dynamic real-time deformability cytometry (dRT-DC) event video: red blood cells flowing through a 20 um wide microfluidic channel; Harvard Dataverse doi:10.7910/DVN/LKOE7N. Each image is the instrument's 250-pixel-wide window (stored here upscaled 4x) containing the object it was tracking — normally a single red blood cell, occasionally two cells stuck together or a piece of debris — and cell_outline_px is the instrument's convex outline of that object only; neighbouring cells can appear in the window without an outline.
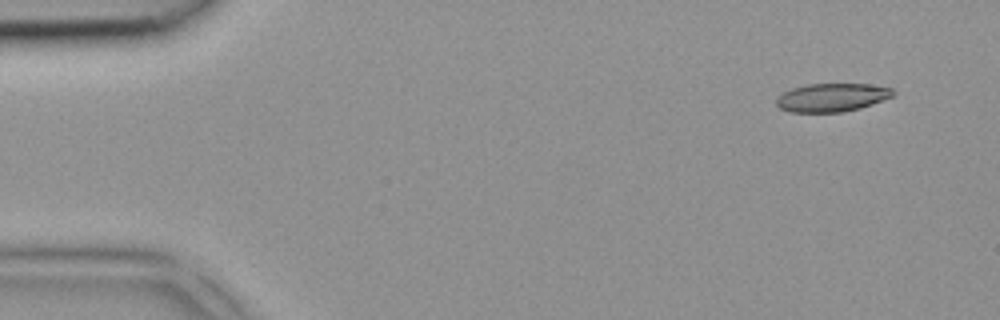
{"species": "common noctule bat (a hibernating species)", "species_latin": "Nyctalus noctula", "temperature_condition": "room temperature", "stored_images_in_passage": 4, "camera_frame_rate_fps": 3000, "um_per_image_px": 0.085, "animal": {"sex": "female", "body_mass_g": 18.4}, "frame": {"image": 1, "passage_image": 1, "time_ms": 0.0, "image_size_px": [1000, 320], "cell_outline_px": [[896, 92], [892, 96], [872, 104], [860, 108], [840, 112], [792, 112], [780, 108], [776, 104], [776, 100], [784, 92], [792, 88], [808, 84], [868, 84], [892, 88]], "centroid_in_image_um": [70.72, 8.28], "position_along_channel_um": 14.3, "area_um2": 19.07}}
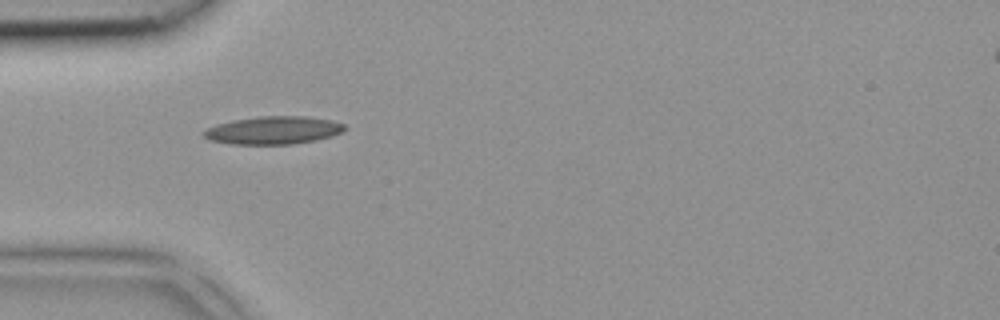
{"frame": {"image": 2, "passage_image": 4, "time_ms": 1.0, "image_size_px": [1000, 320], "cell_outline_px": [[348, 128], [332, 136], [316, 140], [292, 144], [232, 144], [208, 140], [200, 132], [216, 124], [232, 120], [260, 116], [304, 116], [332, 120], [344, 124]], "centroid_in_image_um": [23.22, 11.07], "position_along_channel_um": 61.8, "area_um2": 23.0}}